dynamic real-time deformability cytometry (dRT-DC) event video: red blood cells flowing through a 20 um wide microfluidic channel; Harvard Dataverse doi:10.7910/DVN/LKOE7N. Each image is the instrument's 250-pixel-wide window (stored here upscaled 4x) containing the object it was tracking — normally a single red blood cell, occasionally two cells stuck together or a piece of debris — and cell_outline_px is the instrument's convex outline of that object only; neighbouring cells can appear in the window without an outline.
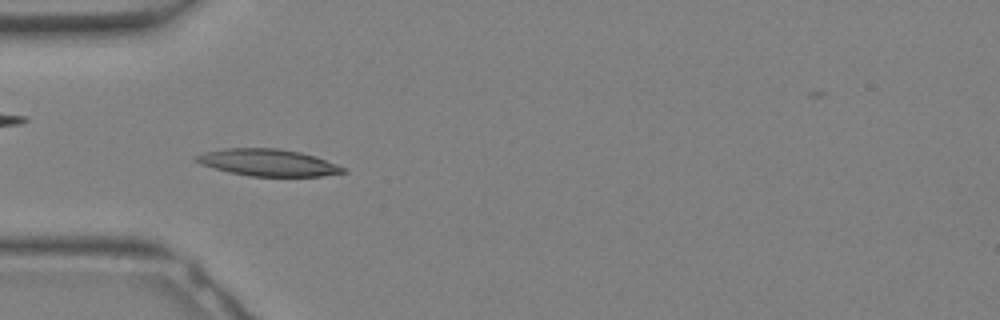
{"species": "Egyptian fruit bat (a non-hibernating species)", "species_latin": "Rousettus aegyptiacus", "temperature_condition": "warm", "stored_images_in_passage": 32, "camera_frame_rate_fps": 3000, "um_per_image_px": 0.085, "animal": {"sex": "female"}, "frame": {"image": 1, "passage_image": 10, "time_ms": 3.0, "image_size_px": [1000, 320], "cell_outline_px": [[348, 172], [320, 176], [252, 176], [232, 172], [200, 164], [196, 160], [196, 156], [204, 152], [224, 148], [280, 148], [300, 152], [316, 156], [348, 168]], "centroid_in_image_um": [22.86, 13.81], "position_along_channel_um": 62.1, "area_um2": 22.95}}
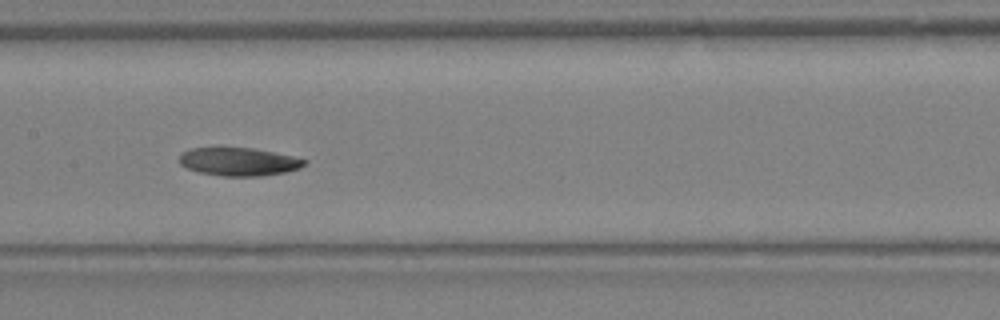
{"frame": {"image": 2, "passage_image": 16, "time_ms": 5.0, "image_size_px": [1000, 320], "cell_outline_px": [[308, 160], [300, 168], [284, 172], [260, 176], [220, 176], [200, 172], [188, 168], [180, 164], [180, 152], [192, 148], [252, 148], [292, 156]], "centroid_in_image_um": [20.28, 13.74], "position_along_channel_um": 187.1, "area_um2": 20.29}}
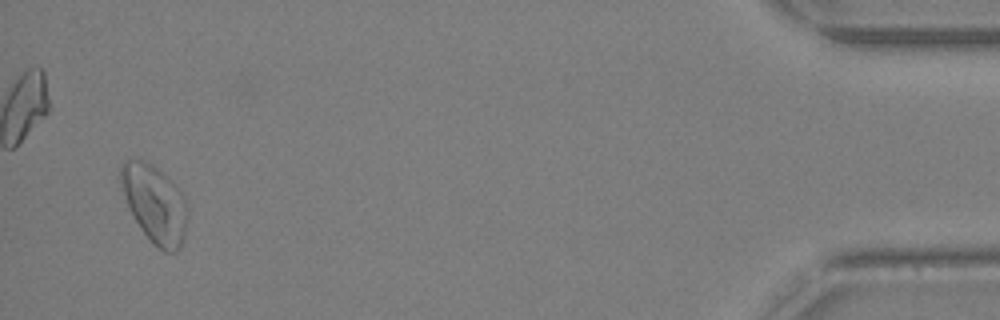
{"frame": {"image": 3, "passage_image": 31, "time_ms": 10.0, "image_size_px": [1000, 320], "cell_outline_px": [[188, 212], [184, 236], [180, 248], [176, 252], [164, 252], [144, 232], [136, 220], [128, 204], [120, 180], [120, 168], [124, 160], [144, 160], [152, 164], [184, 196], [188, 208]], "centroid_in_image_um": [13.17, 17.33], "position_along_channel_um": 422.0, "area_um2": 29.25}}